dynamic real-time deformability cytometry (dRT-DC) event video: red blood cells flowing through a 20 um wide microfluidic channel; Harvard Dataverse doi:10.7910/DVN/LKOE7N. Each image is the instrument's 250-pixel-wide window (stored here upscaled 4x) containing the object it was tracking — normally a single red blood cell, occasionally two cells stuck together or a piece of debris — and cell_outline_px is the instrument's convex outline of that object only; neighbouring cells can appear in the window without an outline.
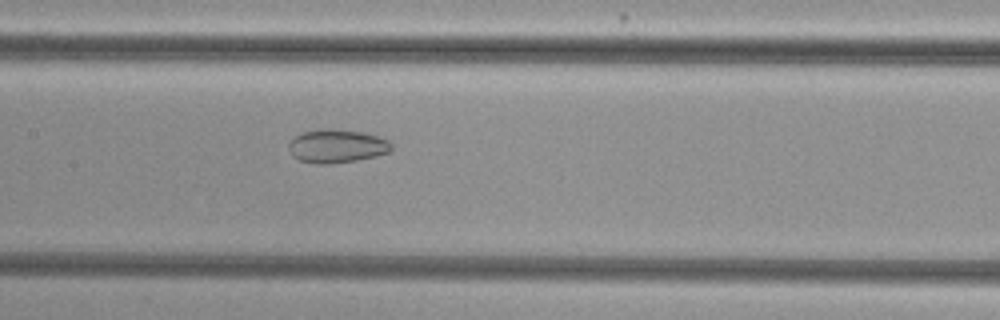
{"species": "common noctule bat (a hibernating species)", "species_latin": "Nyctalus noctula", "temperature_condition": "cold", "stored_images_in_passage": 38, "camera_frame_rate_fps": 3000, "um_per_image_px": 0.085, "animal": {"sex": "female", "body_mass_g": 29.2, "forearm_length_mm": 56.3}, "frame": {"image": 1, "passage_image": 11, "time_ms": 3.333, "image_size_px": [1000, 320], "cell_outline_px": [[392, 148], [388, 152], [376, 156], [356, 160], [332, 164], [316, 164], [300, 160], [292, 156], [288, 148], [288, 144], [296, 136], [304, 132], [320, 128], [332, 128], [364, 132], [380, 136], [388, 140], [392, 144]], "centroid_in_image_um": [28.64, 12.41], "position_along_channel_um": 178.8, "area_um2": 20.23}}
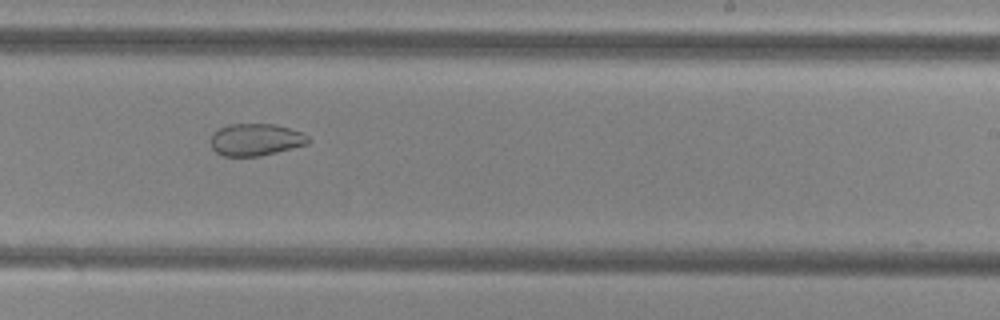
{"frame": {"image": 2, "passage_image": 18, "time_ms": 5.667, "image_size_px": [1000, 320], "cell_outline_px": [[312, 140], [308, 144], [260, 156], [224, 156], [216, 152], [212, 148], [212, 132], [228, 124], [272, 124], [304, 132]], "centroid_in_image_um": [21.76, 11.87], "position_along_channel_um": 267.2, "area_um2": 18.26}}
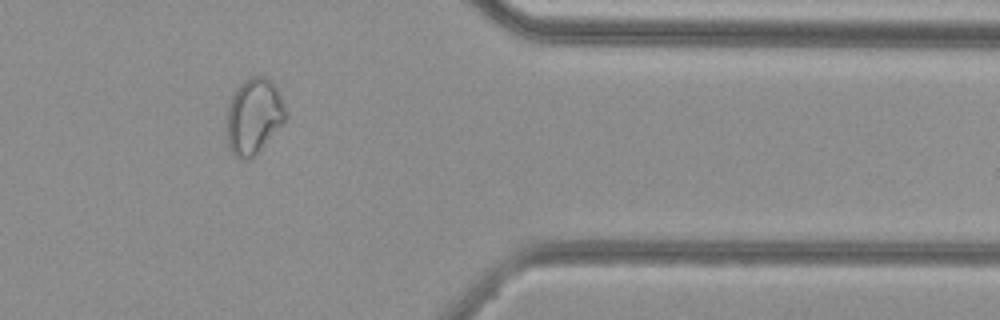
{"frame": {"image": 3, "passage_image": 29, "time_ms": 9.333, "image_size_px": [1000, 320], "cell_outline_px": [[288, 116], [284, 124], [256, 156], [248, 160], [240, 160], [232, 152], [228, 144], [228, 104], [236, 88], [244, 80], [252, 76], [264, 76], [272, 80], [288, 112]], "centroid_in_image_um": [21.62, 9.9], "position_along_channel_um": 389.8, "area_um2": 26.36}, "authors_computed_cell_mechanics": {"area_um2": 22.8021, "velocity_mm_per_s": 3.8093, "shape_relaxation_time_tau1_ms": null, "shape_relaxation_time_tau2_ms": 2.5679, "deformation_change_tau1": null, "deformation_change_tau2": 0.0665}}